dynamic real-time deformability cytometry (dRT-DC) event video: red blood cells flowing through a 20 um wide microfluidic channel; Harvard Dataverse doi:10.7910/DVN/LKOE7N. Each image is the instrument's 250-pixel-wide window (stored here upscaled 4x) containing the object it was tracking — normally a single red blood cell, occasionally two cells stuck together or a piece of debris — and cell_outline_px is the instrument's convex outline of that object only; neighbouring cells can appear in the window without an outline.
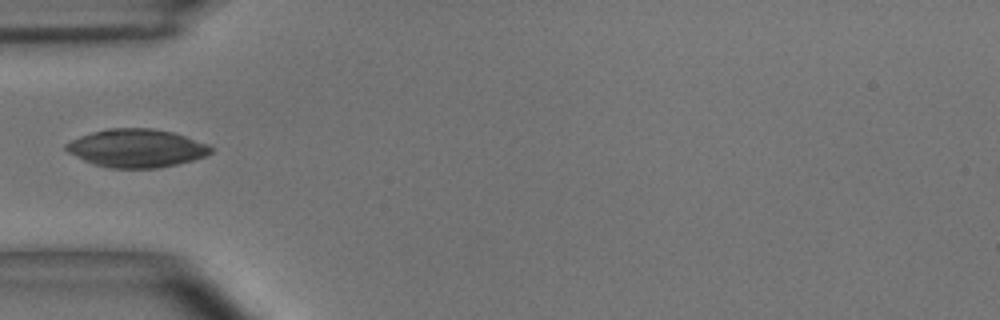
{"species": "common noctule bat (a hibernating species)", "species_latin": "Nyctalus noctula", "temperature_condition": "room temperature", "stored_images_in_passage": 7, "camera_frame_rate_fps": 3000, "um_per_image_px": 0.085, "animal": {"sex": "male", "body_mass_g": 15.6}, "frame": {"image": 1, "passage_image": 4, "time_ms": 1.0, "image_size_px": [1000, 320], "cell_outline_px": [[212, 152], [204, 156], [192, 160], [160, 168], [108, 168], [92, 164], [68, 152], [64, 148], [64, 144], [80, 136], [92, 132], [108, 128], [152, 128], [172, 132], [208, 144], [212, 148]], "centroid_in_image_um": [11.58, 12.6], "position_along_channel_um": 73.4, "area_um2": 32.14}}
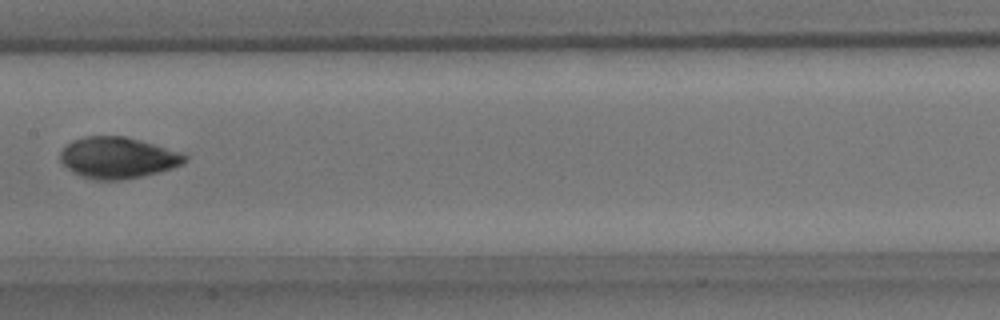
{"frame": {"image": 2, "passage_image": 7, "time_ms": 2.0, "image_size_px": [1000, 320], "cell_outline_px": [[188, 160], [184, 164], [160, 172], [120, 180], [92, 180], [80, 176], [72, 172], [60, 160], [60, 152], [72, 140], [84, 136], [124, 136], [180, 152], [188, 156]], "centroid_in_image_um": [10.0, 13.42], "position_along_channel_um": 197.4, "area_um2": 29.88}}